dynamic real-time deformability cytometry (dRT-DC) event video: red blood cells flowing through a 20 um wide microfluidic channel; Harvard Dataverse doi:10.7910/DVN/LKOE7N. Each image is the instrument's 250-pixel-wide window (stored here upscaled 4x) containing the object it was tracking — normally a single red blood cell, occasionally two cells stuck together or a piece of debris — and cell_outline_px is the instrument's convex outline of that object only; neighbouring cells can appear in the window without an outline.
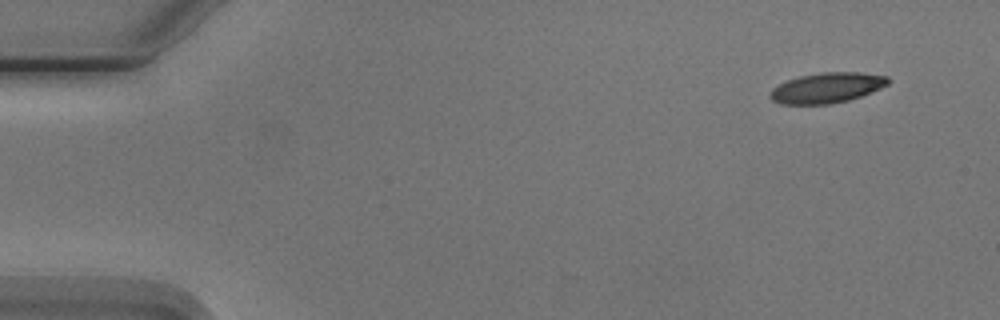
{"species": "Egyptian fruit bat (a non-hibernating species)", "species_latin": "Rousettus aegyptiacus", "temperature_condition": "cold", "stored_images_in_passage": 6, "camera_frame_rate_fps": 3000, "um_per_image_px": 0.085, "animal": {"sex": "male"}, "frame": {"image": 1, "passage_image": 1, "time_ms": 0.0, "image_size_px": [1000, 320], "cell_outline_px": [[892, 80], [888, 84], [872, 92], [848, 100], [832, 104], [780, 104], [772, 100], [768, 96], [768, 92], [772, 88], [788, 80], [800, 76], [820, 72], [860, 72], [888, 76]], "centroid_in_image_um": [70.29, 7.46], "position_along_channel_um": 14.7, "area_um2": 20.98}}
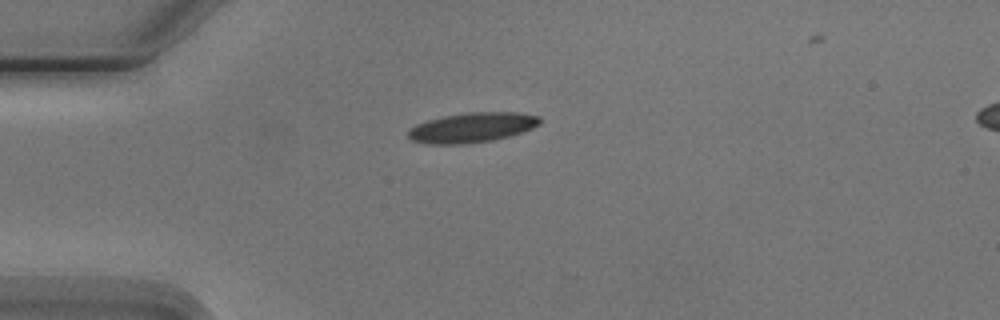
{"frame": {"image": 2, "passage_image": 4, "time_ms": 3.333, "image_size_px": [1000, 320], "cell_outline_px": [[540, 124], [532, 128], [508, 136], [492, 140], [460, 144], [428, 144], [412, 140], [408, 136], [408, 132], [416, 124], [428, 120], [444, 116], [468, 112], [516, 112], [540, 116]], "centroid_in_image_um": [40.13, 10.83], "position_along_channel_um": 44.9, "area_um2": 22.66}}
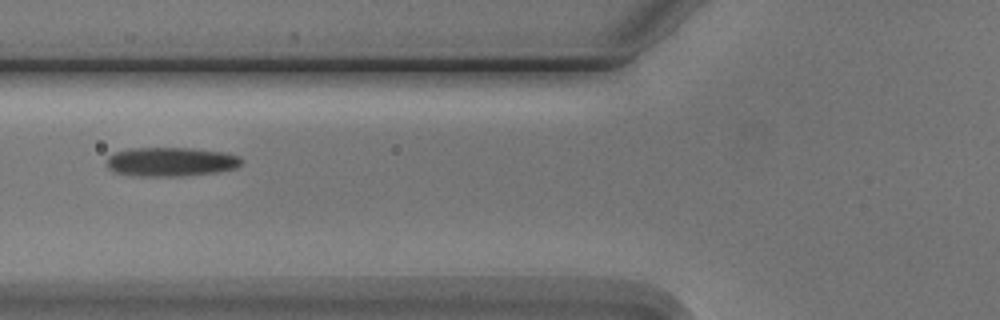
{"frame": {"image": 3, "passage_image": 6, "time_ms": 5.667, "image_size_px": [1000, 320], "cell_outline_px": [[244, 160], [236, 168], [216, 172], [180, 176], [140, 176], [116, 172], [108, 168], [108, 156], [116, 152], [132, 148], [192, 148], [224, 152], [240, 156]], "centroid_in_image_um": [14.57, 13.74], "position_along_channel_um": 111.2, "area_um2": 22.72}}